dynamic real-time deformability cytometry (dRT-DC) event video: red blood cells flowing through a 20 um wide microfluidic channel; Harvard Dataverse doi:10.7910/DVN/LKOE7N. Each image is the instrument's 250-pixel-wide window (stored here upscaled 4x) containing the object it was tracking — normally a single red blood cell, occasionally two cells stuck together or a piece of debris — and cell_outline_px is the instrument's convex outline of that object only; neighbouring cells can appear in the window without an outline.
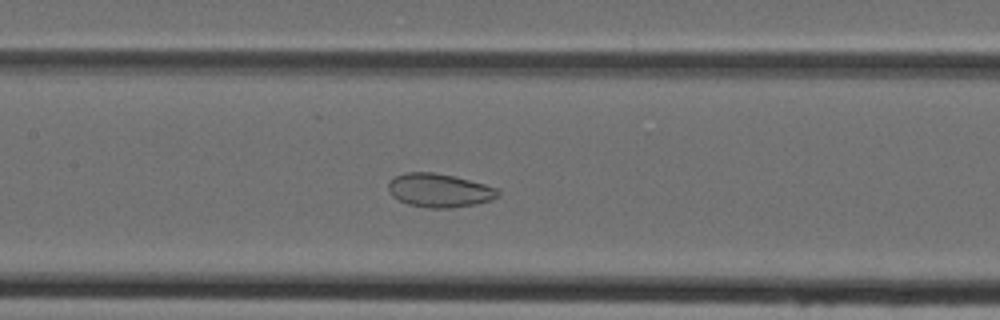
{"species": "Egyptian fruit bat (a non-hibernating species)", "species_latin": "Rousettus aegyptiacus", "temperature_condition": "cold", "stored_images_in_passage": 47, "camera_frame_rate_fps": 3000, "um_per_image_px": 0.085, "animal": {"sex": "female"}, "frame": {"image": 1, "passage_image": 22, "time_ms": 7.0, "image_size_px": [1000, 320], "cell_outline_px": [[500, 196], [492, 200], [476, 204], [448, 208], [428, 208], [408, 204], [392, 196], [388, 192], [388, 184], [396, 176], [404, 172], [432, 172], [452, 176], [484, 184], [496, 188], [500, 192]], "centroid_in_image_um": [37.34, 16.19], "position_along_channel_um": 170.1, "area_um2": 21.39}}
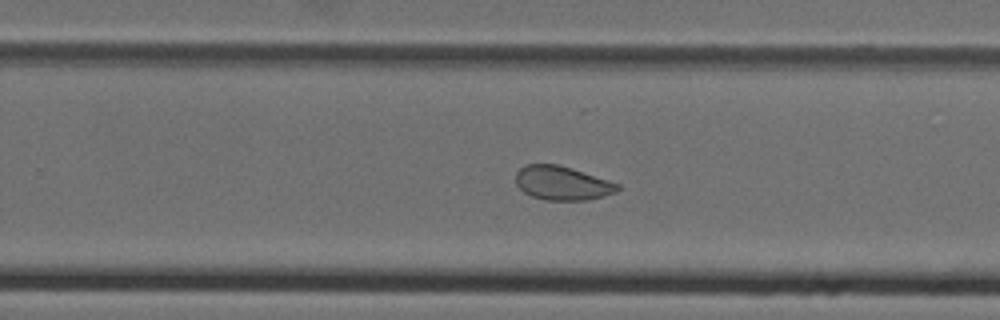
{"frame": {"image": 2, "passage_image": 30, "time_ms": 9.667, "image_size_px": [1000, 320], "cell_outline_px": [[620, 188], [616, 192], [588, 200], [544, 200], [532, 196], [524, 192], [516, 184], [516, 172], [524, 164], [556, 164], [572, 168], [620, 184]], "centroid_in_image_um": [47.77, 15.56], "position_along_channel_um": 282.0, "area_um2": 20.11}}
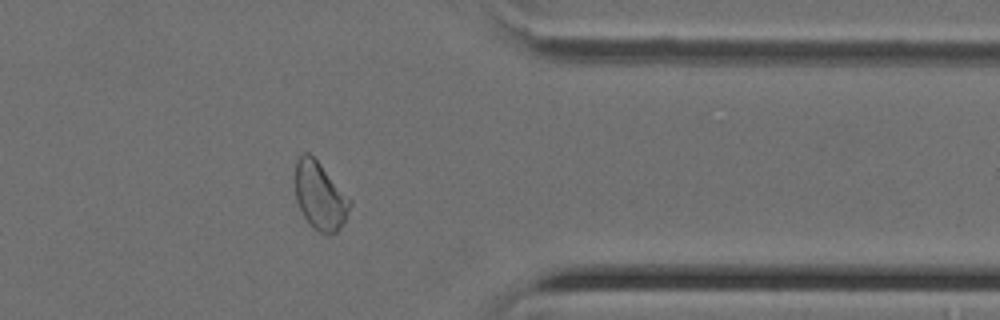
{"frame": {"image": 3, "passage_image": 38, "time_ms": 12.333, "image_size_px": [1000, 320], "cell_outline_px": [[352, 204], [344, 224], [336, 232], [320, 232], [312, 228], [304, 216], [296, 200], [296, 160], [304, 152], [308, 152], [320, 164], [352, 200]], "centroid_in_image_um": [27.22, 16.66], "position_along_channel_um": 384.2, "area_um2": 21.33}}